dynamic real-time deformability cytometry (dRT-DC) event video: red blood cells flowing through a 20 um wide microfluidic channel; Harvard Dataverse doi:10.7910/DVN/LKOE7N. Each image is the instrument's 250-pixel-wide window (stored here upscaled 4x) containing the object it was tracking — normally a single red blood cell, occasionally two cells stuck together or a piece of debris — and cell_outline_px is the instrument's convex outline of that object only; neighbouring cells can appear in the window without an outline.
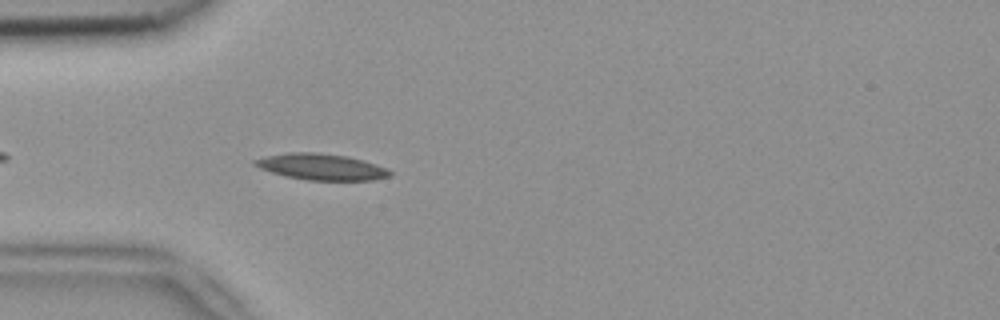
{"species": "common noctule bat (a hibernating species)", "species_latin": "Nyctalus noctula", "temperature_condition": "room temperature", "stored_images_in_passage": 1, "camera_frame_rate_fps": 3000, "um_per_image_px": 0.085, "animal": {"sex": "female", "body_mass_g": 18.4}, "frame": {"image": 1, "passage_image": 1, "time_ms": 0.0, "image_size_px": [1000, 320], "cell_outline_px": [[392, 176], [372, 180], [308, 180], [284, 176], [260, 168], [252, 164], [252, 160], [268, 156], [288, 152], [316, 152], [348, 156], [376, 164], [392, 172]], "centroid_in_image_um": [27.3, 14.18], "position_along_channel_um": 57.7, "area_um2": 20.58}}